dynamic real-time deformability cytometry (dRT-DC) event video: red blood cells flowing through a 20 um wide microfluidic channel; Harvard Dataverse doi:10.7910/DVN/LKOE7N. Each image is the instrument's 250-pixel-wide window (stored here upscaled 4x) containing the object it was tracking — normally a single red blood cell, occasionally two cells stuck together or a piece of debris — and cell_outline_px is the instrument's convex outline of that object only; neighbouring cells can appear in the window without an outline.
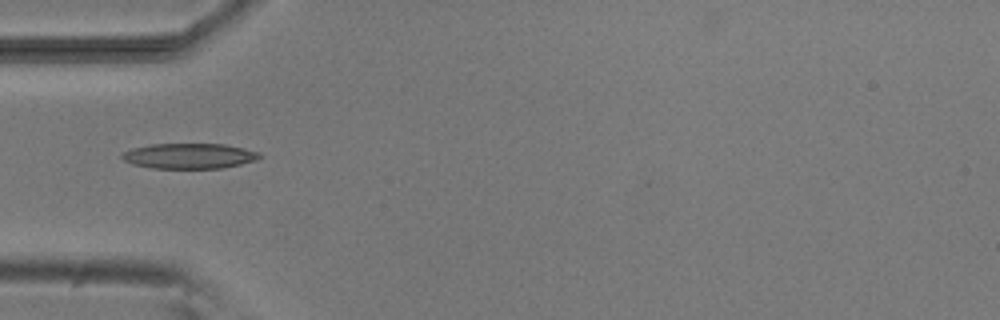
{"species": "common noctule bat (a hibernating species)", "species_latin": "Nyctalus noctula", "temperature_condition": "room temperature", "stored_images_in_passage": 6, "camera_frame_rate_fps": 3000, "um_per_image_px": 0.085, "animal": {"sex": "male", "body_mass_g": 20.5, "forearm_length_mm": 52.5}, "frame": {"image": 1, "passage_image": 6, "time_ms": 6.667, "image_size_px": [1000, 320], "cell_outline_px": [[260, 156], [256, 160], [240, 164], [220, 168], [152, 168], [132, 164], [124, 160], [120, 156], [124, 152], [132, 148], [152, 144], [224, 144], [244, 148], [260, 152]], "centroid_in_image_um": [16.07, 13.25], "position_along_channel_um": 68.9, "area_um2": 20.17}}